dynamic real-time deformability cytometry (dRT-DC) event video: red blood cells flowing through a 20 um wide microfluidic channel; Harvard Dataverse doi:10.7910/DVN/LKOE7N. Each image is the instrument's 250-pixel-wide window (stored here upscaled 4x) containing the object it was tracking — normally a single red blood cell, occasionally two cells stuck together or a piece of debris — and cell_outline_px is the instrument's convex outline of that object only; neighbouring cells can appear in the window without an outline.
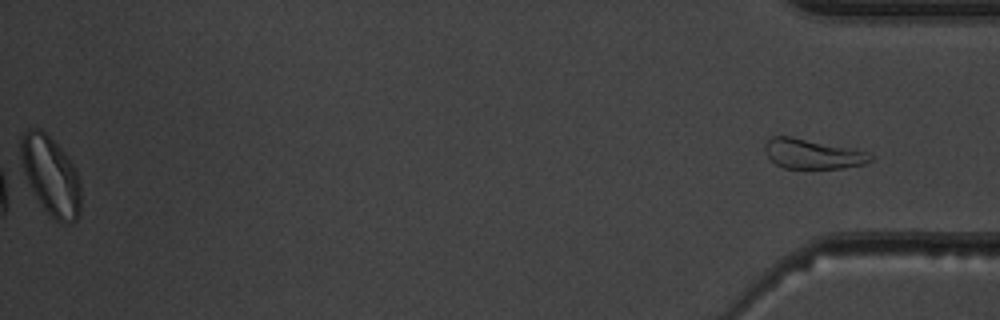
{"species": "common noctule bat (a hibernating species)", "species_latin": "Nyctalus noctula", "temperature_condition": "warm", "stored_images_in_passage": 46, "segment_of_instrument_passage": [2, 2], "camera_frame_rate_fps": 3000, "um_per_image_px": 0.085, "animal": {"sex": "male", "body_mass_g": 19.5, "forearm_length_mm": 54.6}, "frame": {"image": 1, "passage_image": 46, "time_ms": 15.0, "image_size_px": [1000, 320], "cell_outline_px": [[872, 160], [864, 164], [844, 168], [784, 168], [776, 164], [768, 156], [764, 148], [764, 144], [772, 136], [792, 136], [852, 148], [868, 152], [872, 156]], "centroid_in_image_um": [69.07, 13.07], "position_along_channel_um": 366.1, "area_um2": 18.32}}